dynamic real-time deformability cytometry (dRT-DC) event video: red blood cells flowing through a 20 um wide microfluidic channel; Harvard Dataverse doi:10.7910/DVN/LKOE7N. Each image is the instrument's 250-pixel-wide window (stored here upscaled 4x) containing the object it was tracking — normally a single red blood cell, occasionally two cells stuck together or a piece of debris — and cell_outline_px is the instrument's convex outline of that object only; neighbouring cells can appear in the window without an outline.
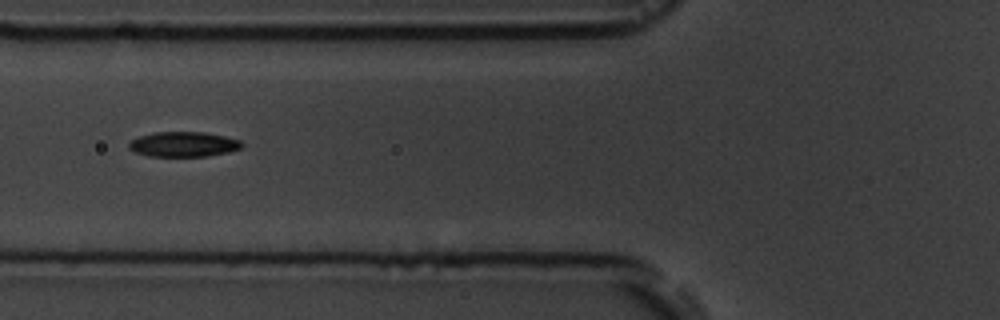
{"species": "common noctule bat (a hibernating species)", "species_latin": "Nyctalus noctula", "temperature_condition": "room temperature", "stored_images_in_passage": 11, "camera_frame_rate_fps": 3000, "um_per_image_px": 0.085, "animal": {"sex": "male", "body_mass_g": 19.5, "forearm_length_mm": 54.6}, "frame": {"image": 1, "passage_image": 2, "time_ms": 1.333, "image_size_px": [1000, 320], "cell_outline_px": [[244, 144], [240, 148], [228, 152], [208, 156], [148, 156], [136, 152], [128, 148], [128, 144], [132, 140], [140, 136], [156, 132], [204, 132], [224, 136], [240, 140]], "centroid_in_image_um": [15.6, 12.26], "position_along_channel_um": 110.2, "area_um2": 16.36}}
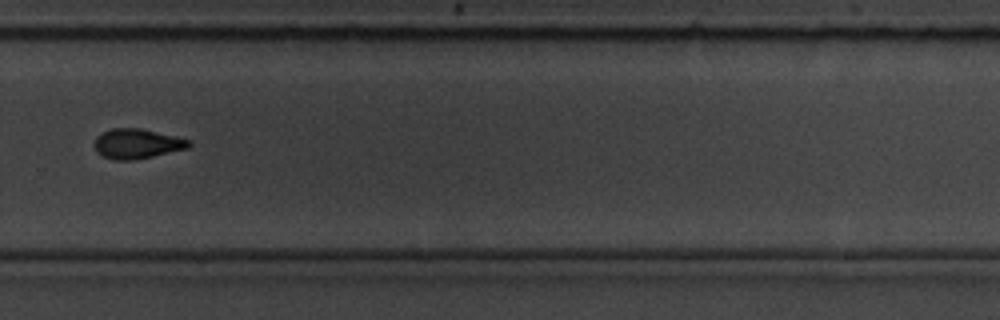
{"frame": {"image": 2, "passage_image": 7, "time_ms": 7.0, "image_size_px": [1000, 320], "cell_outline_px": [[192, 144], [188, 148], [152, 156], [132, 160], [112, 160], [96, 152], [92, 144], [96, 136], [100, 132], [112, 128], [140, 128], [176, 136], [192, 140]], "centroid_in_image_um": [11.61, 12.2], "position_along_channel_um": 318.2, "area_um2": 16.65}}
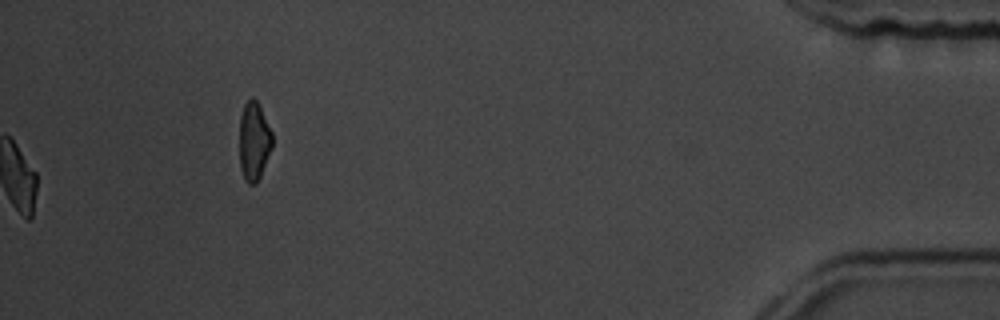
{"frame": {"image": 3, "passage_image": 11, "time_ms": 11.333, "image_size_px": [1000, 320], "cell_outline_px": [[272, 148], [260, 176], [256, 184], [248, 184], [244, 180], [240, 168], [240, 116], [244, 104], [252, 96], [260, 104], [272, 132]], "centroid_in_image_um": [21.59, 11.99], "position_along_channel_um": 413.6, "area_um2": 15.2}, "authors_computed_cell_mechanics": {"area_um2": 16.473, "velocity_mm_per_s": 3.6826, "shape_relaxation_time_tau1_ms": 2.5314, "shape_relaxation_time_tau2_ms": null, "deformation_change_tau1": 0.1043, "deformation_change_tau2": null}}